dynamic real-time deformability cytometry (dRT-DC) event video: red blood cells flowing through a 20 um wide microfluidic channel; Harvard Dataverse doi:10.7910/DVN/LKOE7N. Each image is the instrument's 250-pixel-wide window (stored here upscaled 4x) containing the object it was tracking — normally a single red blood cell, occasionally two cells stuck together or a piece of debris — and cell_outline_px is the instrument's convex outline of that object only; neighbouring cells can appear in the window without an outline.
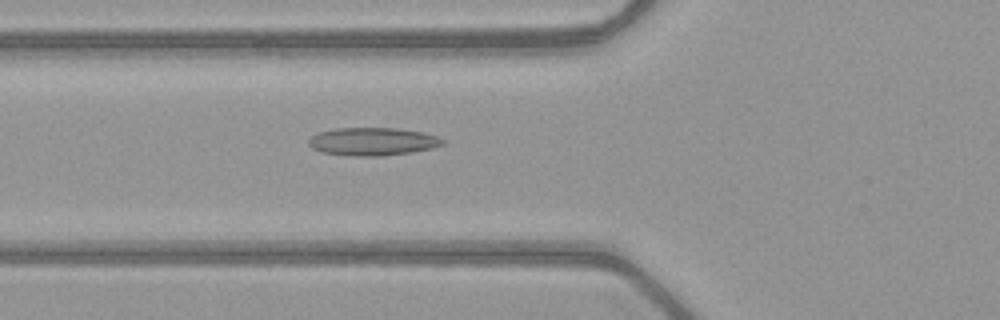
{"species": "common noctule bat (a hibernating species)", "species_latin": "Nyctalus noctula", "temperature_condition": "warm", "stored_images_in_passage": 52, "camera_frame_rate_fps": 3000, "um_per_image_px": 0.085, "animal": {"sex": "female", "body_mass_g": 21.9}, "frame": {"image": 1, "passage_image": 20, "time_ms": 6.333, "image_size_px": [1000, 320], "cell_outline_px": [[444, 144], [432, 148], [412, 152], [380, 156], [348, 156], [324, 152], [312, 148], [308, 144], [308, 140], [312, 136], [320, 132], [336, 128], [396, 128], [424, 132], [436, 136], [444, 140]], "centroid_in_image_um": [31.68, 12.03], "position_along_channel_um": 94.1, "area_um2": 21.79}}
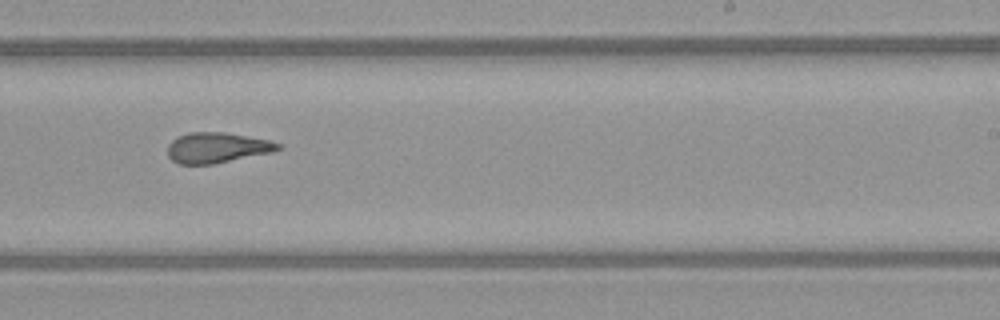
{"frame": {"image": 2, "passage_image": 33, "time_ms": 10.667, "image_size_px": [1000, 320], "cell_outline_px": [[284, 148], [272, 152], [212, 164], [180, 164], [172, 160], [168, 156], [168, 144], [172, 140], [188, 132], [224, 132], [272, 140], [280, 144]], "centroid_in_image_um": [18.47, 12.54], "position_along_channel_um": 270.5, "area_um2": 19.59}}
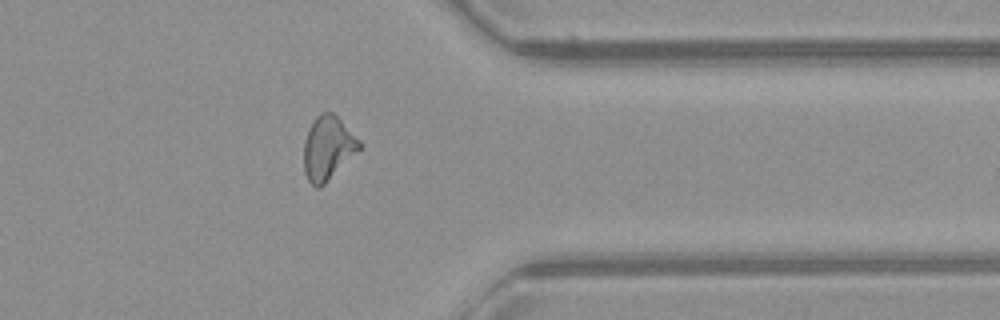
{"frame": {"image": 3, "passage_image": 42, "time_ms": 13.667, "image_size_px": [1000, 320], "cell_outline_px": [[364, 148], [320, 188], [316, 188], [308, 180], [304, 172], [304, 140], [308, 128], [316, 116], [320, 112], [332, 112], [364, 144]], "centroid_in_image_um": [27.9, 12.6], "position_along_channel_um": 383.5, "area_um2": 21.04}, "authors_computed_cell_mechanics": {"area_um2": 21.0681, "velocity_mm_per_s": 4.0537, "shape_relaxation_time_tau1_ms": null, "shape_relaxation_time_tau2_ms": 2.0664, "deformation_change_tau1": null, "deformation_change_tau2": 0.1256}}